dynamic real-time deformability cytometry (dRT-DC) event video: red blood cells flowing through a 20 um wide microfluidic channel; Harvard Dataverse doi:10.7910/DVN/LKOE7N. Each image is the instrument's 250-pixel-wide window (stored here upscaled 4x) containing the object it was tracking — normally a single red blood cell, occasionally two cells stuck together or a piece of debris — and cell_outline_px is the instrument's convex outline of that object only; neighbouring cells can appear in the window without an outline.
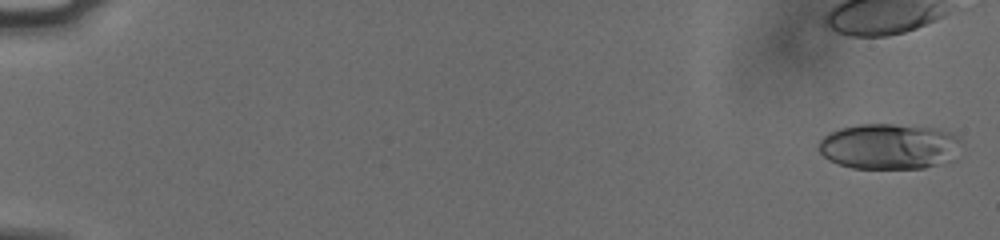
{"species": "human", "species_latin": "Homo sapiens", "temperature_condition": "cold", "stored_images_in_passage": 10, "camera_frame_rate_fps": 3000, "um_per_image_px": 0.085, "donor": {"sex": "male"}, "frame": {"image": 1, "passage_image": 1, "time_ms": 0.0, "image_size_px": [1000, 240], "cell_outline_px": [[960, 140], [956, 160], [924, 168], [852, 168], [828, 160], [816, 148], [820, 140], [824, 136], [840, 128], [860, 124], [896, 124], [936, 128], [948, 132], [956, 136]], "centroid_in_image_um": [75.58, 12.45], "position_along_channel_um": 9.4, "area_um2": 38.15}}